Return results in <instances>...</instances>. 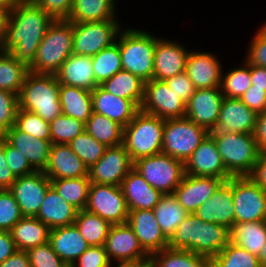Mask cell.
Wrapping results in <instances>:
<instances>
[{"label":"cell","mask_w":266,"mask_h":267,"mask_svg":"<svg viewBox=\"0 0 266 267\" xmlns=\"http://www.w3.org/2000/svg\"><path fill=\"white\" fill-rule=\"evenodd\" d=\"M54 19L31 0H23L10 12L6 35L0 51L8 52L28 69Z\"/></svg>","instance_id":"1"},{"label":"cell","mask_w":266,"mask_h":267,"mask_svg":"<svg viewBox=\"0 0 266 267\" xmlns=\"http://www.w3.org/2000/svg\"><path fill=\"white\" fill-rule=\"evenodd\" d=\"M60 83L54 74L29 72L18 94V108L51 122L61 112Z\"/></svg>","instance_id":"2"},{"label":"cell","mask_w":266,"mask_h":267,"mask_svg":"<svg viewBox=\"0 0 266 267\" xmlns=\"http://www.w3.org/2000/svg\"><path fill=\"white\" fill-rule=\"evenodd\" d=\"M72 53L73 23L68 19L54 20L43 36L29 71L55 75Z\"/></svg>","instance_id":"3"},{"label":"cell","mask_w":266,"mask_h":267,"mask_svg":"<svg viewBox=\"0 0 266 267\" xmlns=\"http://www.w3.org/2000/svg\"><path fill=\"white\" fill-rule=\"evenodd\" d=\"M156 36L136 27L122 28L119 32V50L122 69L138 76L144 82L153 79Z\"/></svg>","instance_id":"4"},{"label":"cell","mask_w":266,"mask_h":267,"mask_svg":"<svg viewBox=\"0 0 266 267\" xmlns=\"http://www.w3.org/2000/svg\"><path fill=\"white\" fill-rule=\"evenodd\" d=\"M165 120L139 110L123 127V145L132 162L162 152Z\"/></svg>","instance_id":"5"},{"label":"cell","mask_w":266,"mask_h":267,"mask_svg":"<svg viewBox=\"0 0 266 267\" xmlns=\"http://www.w3.org/2000/svg\"><path fill=\"white\" fill-rule=\"evenodd\" d=\"M212 137L231 176H248L252 172L261 153L253 134L232 132Z\"/></svg>","instance_id":"6"},{"label":"cell","mask_w":266,"mask_h":267,"mask_svg":"<svg viewBox=\"0 0 266 267\" xmlns=\"http://www.w3.org/2000/svg\"><path fill=\"white\" fill-rule=\"evenodd\" d=\"M133 168L162 194L174 193L185 176V163L163 152L137 159Z\"/></svg>","instance_id":"7"},{"label":"cell","mask_w":266,"mask_h":267,"mask_svg":"<svg viewBox=\"0 0 266 267\" xmlns=\"http://www.w3.org/2000/svg\"><path fill=\"white\" fill-rule=\"evenodd\" d=\"M208 134L186 116L165 119L162 152L185 163Z\"/></svg>","instance_id":"8"},{"label":"cell","mask_w":266,"mask_h":267,"mask_svg":"<svg viewBox=\"0 0 266 267\" xmlns=\"http://www.w3.org/2000/svg\"><path fill=\"white\" fill-rule=\"evenodd\" d=\"M118 19L73 23V54L94 56L116 42L122 27Z\"/></svg>","instance_id":"9"},{"label":"cell","mask_w":266,"mask_h":267,"mask_svg":"<svg viewBox=\"0 0 266 267\" xmlns=\"http://www.w3.org/2000/svg\"><path fill=\"white\" fill-rule=\"evenodd\" d=\"M85 210L112 224L127 223L129 209L120 186L91 183Z\"/></svg>","instance_id":"10"},{"label":"cell","mask_w":266,"mask_h":267,"mask_svg":"<svg viewBox=\"0 0 266 267\" xmlns=\"http://www.w3.org/2000/svg\"><path fill=\"white\" fill-rule=\"evenodd\" d=\"M235 223L266 220V192L248 176H233Z\"/></svg>","instance_id":"11"},{"label":"cell","mask_w":266,"mask_h":267,"mask_svg":"<svg viewBox=\"0 0 266 267\" xmlns=\"http://www.w3.org/2000/svg\"><path fill=\"white\" fill-rule=\"evenodd\" d=\"M140 110L164 120L181 118L186 116V103L171 90L165 80L152 79L144 83Z\"/></svg>","instance_id":"12"},{"label":"cell","mask_w":266,"mask_h":267,"mask_svg":"<svg viewBox=\"0 0 266 267\" xmlns=\"http://www.w3.org/2000/svg\"><path fill=\"white\" fill-rule=\"evenodd\" d=\"M133 168V162L123 144L107 147L96 164L88 168L91 183L121 186Z\"/></svg>","instance_id":"13"},{"label":"cell","mask_w":266,"mask_h":267,"mask_svg":"<svg viewBox=\"0 0 266 267\" xmlns=\"http://www.w3.org/2000/svg\"><path fill=\"white\" fill-rule=\"evenodd\" d=\"M257 115L240 99L224 97L218 121L209 134L211 136H223L232 132L253 134Z\"/></svg>","instance_id":"14"},{"label":"cell","mask_w":266,"mask_h":267,"mask_svg":"<svg viewBox=\"0 0 266 267\" xmlns=\"http://www.w3.org/2000/svg\"><path fill=\"white\" fill-rule=\"evenodd\" d=\"M50 179L42 171L16 177L9 191L17 201L23 216L35 217L45 198Z\"/></svg>","instance_id":"15"},{"label":"cell","mask_w":266,"mask_h":267,"mask_svg":"<svg viewBox=\"0 0 266 267\" xmlns=\"http://www.w3.org/2000/svg\"><path fill=\"white\" fill-rule=\"evenodd\" d=\"M202 221L218 223L228 229L235 223L233 176L223 181L213 195L194 212Z\"/></svg>","instance_id":"16"},{"label":"cell","mask_w":266,"mask_h":267,"mask_svg":"<svg viewBox=\"0 0 266 267\" xmlns=\"http://www.w3.org/2000/svg\"><path fill=\"white\" fill-rule=\"evenodd\" d=\"M185 174L213 176L224 181L232 176L227 172L213 137L208 134L185 162Z\"/></svg>","instance_id":"17"},{"label":"cell","mask_w":266,"mask_h":267,"mask_svg":"<svg viewBox=\"0 0 266 267\" xmlns=\"http://www.w3.org/2000/svg\"><path fill=\"white\" fill-rule=\"evenodd\" d=\"M104 247L110 262L134 261L149 255L128 223L112 224Z\"/></svg>","instance_id":"18"},{"label":"cell","mask_w":266,"mask_h":267,"mask_svg":"<svg viewBox=\"0 0 266 267\" xmlns=\"http://www.w3.org/2000/svg\"><path fill=\"white\" fill-rule=\"evenodd\" d=\"M189 52L190 50L177 41L156 36L153 79L166 80L186 71Z\"/></svg>","instance_id":"19"},{"label":"cell","mask_w":266,"mask_h":267,"mask_svg":"<svg viewBox=\"0 0 266 267\" xmlns=\"http://www.w3.org/2000/svg\"><path fill=\"white\" fill-rule=\"evenodd\" d=\"M223 99L220 87L196 89L186 103V117L211 131L218 121Z\"/></svg>","instance_id":"20"},{"label":"cell","mask_w":266,"mask_h":267,"mask_svg":"<svg viewBox=\"0 0 266 267\" xmlns=\"http://www.w3.org/2000/svg\"><path fill=\"white\" fill-rule=\"evenodd\" d=\"M223 68L219 58L210 52L190 51L186 60V72L195 89L220 87Z\"/></svg>","instance_id":"21"},{"label":"cell","mask_w":266,"mask_h":267,"mask_svg":"<svg viewBox=\"0 0 266 267\" xmlns=\"http://www.w3.org/2000/svg\"><path fill=\"white\" fill-rule=\"evenodd\" d=\"M223 179L213 176H192L185 174L174 190L178 203L189 213H194L215 192Z\"/></svg>","instance_id":"22"},{"label":"cell","mask_w":266,"mask_h":267,"mask_svg":"<svg viewBox=\"0 0 266 267\" xmlns=\"http://www.w3.org/2000/svg\"><path fill=\"white\" fill-rule=\"evenodd\" d=\"M127 223L149 255L168 247V238L161 231L153 210H129Z\"/></svg>","instance_id":"23"},{"label":"cell","mask_w":266,"mask_h":267,"mask_svg":"<svg viewBox=\"0 0 266 267\" xmlns=\"http://www.w3.org/2000/svg\"><path fill=\"white\" fill-rule=\"evenodd\" d=\"M2 137L23 153L35 171H44L49 161L51 140L39 139L19 130L15 125Z\"/></svg>","instance_id":"24"},{"label":"cell","mask_w":266,"mask_h":267,"mask_svg":"<svg viewBox=\"0 0 266 267\" xmlns=\"http://www.w3.org/2000/svg\"><path fill=\"white\" fill-rule=\"evenodd\" d=\"M93 112L104 115L127 126L134 118L140 107L133 101L111 94L98 85L91 91Z\"/></svg>","instance_id":"25"},{"label":"cell","mask_w":266,"mask_h":267,"mask_svg":"<svg viewBox=\"0 0 266 267\" xmlns=\"http://www.w3.org/2000/svg\"><path fill=\"white\" fill-rule=\"evenodd\" d=\"M43 172L49 179L88 176V168L68 144H52L49 161Z\"/></svg>","instance_id":"26"},{"label":"cell","mask_w":266,"mask_h":267,"mask_svg":"<svg viewBox=\"0 0 266 267\" xmlns=\"http://www.w3.org/2000/svg\"><path fill=\"white\" fill-rule=\"evenodd\" d=\"M120 187L129 210H153L163 195L134 168L122 180Z\"/></svg>","instance_id":"27"},{"label":"cell","mask_w":266,"mask_h":267,"mask_svg":"<svg viewBox=\"0 0 266 267\" xmlns=\"http://www.w3.org/2000/svg\"><path fill=\"white\" fill-rule=\"evenodd\" d=\"M93 70L91 56L72 53L55 75L60 84L92 91L98 86Z\"/></svg>","instance_id":"28"},{"label":"cell","mask_w":266,"mask_h":267,"mask_svg":"<svg viewBox=\"0 0 266 267\" xmlns=\"http://www.w3.org/2000/svg\"><path fill=\"white\" fill-rule=\"evenodd\" d=\"M49 242L69 267L89 248L75 224L50 229Z\"/></svg>","instance_id":"29"},{"label":"cell","mask_w":266,"mask_h":267,"mask_svg":"<svg viewBox=\"0 0 266 267\" xmlns=\"http://www.w3.org/2000/svg\"><path fill=\"white\" fill-rule=\"evenodd\" d=\"M78 210L50 186L35 216L50 229L74 224Z\"/></svg>","instance_id":"30"},{"label":"cell","mask_w":266,"mask_h":267,"mask_svg":"<svg viewBox=\"0 0 266 267\" xmlns=\"http://www.w3.org/2000/svg\"><path fill=\"white\" fill-rule=\"evenodd\" d=\"M9 232L17 250L27 251L48 242L50 228L36 217L23 216Z\"/></svg>","instance_id":"31"},{"label":"cell","mask_w":266,"mask_h":267,"mask_svg":"<svg viewBox=\"0 0 266 267\" xmlns=\"http://www.w3.org/2000/svg\"><path fill=\"white\" fill-rule=\"evenodd\" d=\"M60 105L64 115L86 123L93 113L91 91L60 84Z\"/></svg>","instance_id":"32"},{"label":"cell","mask_w":266,"mask_h":267,"mask_svg":"<svg viewBox=\"0 0 266 267\" xmlns=\"http://www.w3.org/2000/svg\"><path fill=\"white\" fill-rule=\"evenodd\" d=\"M115 0H73L68 20L72 23L118 19Z\"/></svg>","instance_id":"33"},{"label":"cell","mask_w":266,"mask_h":267,"mask_svg":"<svg viewBox=\"0 0 266 267\" xmlns=\"http://www.w3.org/2000/svg\"><path fill=\"white\" fill-rule=\"evenodd\" d=\"M229 231L230 242L259 256L266 242V220L234 223Z\"/></svg>","instance_id":"34"},{"label":"cell","mask_w":266,"mask_h":267,"mask_svg":"<svg viewBox=\"0 0 266 267\" xmlns=\"http://www.w3.org/2000/svg\"><path fill=\"white\" fill-rule=\"evenodd\" d=\"M229 242L230 231L226 226L202 221L199 242L191 251L211 259L220 253Z\"/></svg>","instance_id":"35"},{"label":"cell","mask_w":266,"mask_h":267,"mask_svg":"<svg viewBox=\"0 0 266 267\" xmlns=\"http://www.w3.org/2000/svg\"><path fill=\"white\" fill-rule=\"evenodd\" d=\"M144 83L138 76L121 69L100 86L115 96L133 100L140 107L144 97Z\"/></svg>","instance_id":"36"},{"label":"cell","mask_w":266,"mask_h":267,"mask_svg":"<svg viewBox=\"0 0 266 267\" xmlns=\"http://www.w3.org/2000/svg\"><path fill=\"white\" fill-rule=\"evenodd\" d=\"M153 212L161 231L168 239L189 214L178 203L173 193L163 194L158 204L154 207Z\"/></svg>","instance_id":"37"},{"label":"cell","mask_w":266,"mask_h":267,"mask_svg":"<svg viewBox=\"0 0 266 267\" xmlns=\"http://www.w3.org/2000/svg\"><path fill=\"white\" fill-rule=\"evenodd\" d=\"M85 130L106 147L123 143V126L104 115L93 112L85 123Z\"/></svg>","instance_id":"38"},{"label":"cell","mask_w":266,"mask_h":267,"mask_svg":"<svg viewBox=\"0 0 266 267\" xmlns=\"http://www.w3.org/2000/svg\"><path fill=\"white\" fill-rule=\"evenodd\" d=\"M89 246H104L111 224L99 215L79 210L74 221Z\"/></svg>","instance_id":"39"},{"label":"cell","mask_w":266,"mask_h":267,"mask_svg":"<svg viewBox=\"0 0 266 267\" xmlns=\"http://www.w3.org/2000/svg\"><path fill=\"white\" fill-rule=\"evenodd\" d=\"M50 184L64 200L74 206L78 211L85 209L91 184L88 176L50 179Z\"/></svg>","instance_id":"40"},{"label":"cell","mask_w":266,"mask_h":267,"mask_svg":"<svg viewBox=\"0 0 266 267\" xmlns=\"http://www.w3.org/2000/svg\"><path fill=\"white\" fill-rule=\"evenodd\" d=\"M95 81L100 85L122 69L119 50V34L116 42L91 56Z\"/></svg>","instance_id":"41"},{"label":"cell","mask_w":266,"mask_h":267,"mask_svg":"<svg viewBox=\"0 0 266 267\" xmlns=\"http://www.w3.org/2000/svg\"><path fill=\"white\" fill-rule=\"evenodd\" d=\"M29 69L8 52L0 51V89L18 95Z\"/></svg>","instance_id":"42"},{"label":"cell","mask_w":266,"mask_h":267,"mask_svg":"<svg viewBox=\"0 0 266 267\" xmlns=\"http://www.w3.org/2000/svg\"><path fill=\"white\" fill-rule=\"evenodd\" d=\"M151 256L157 267H210V259L188 250L167 247Z\"/></svg>","instance_id":"43"},{"label":"cell","mask_w":266,"mask_h":267,"mask_svg":"<svg viewBox=\"0 0 266 267\" xmlns=\"http://www.w3.org/2000/svg\"><path fill=\"white\" fill-rule=\"evenodd\" d=\"M201 223L195 213H189L168 239V247L191 251L199 242Z\"/></svg>","instance_id":"44"},{"label":"cell","mask_w":266,"mask_h":267,"mask_svg":"<svg viewBox=\"0 0 266 267\" xmlns=\"http://www.w3.org/2000/svg\"><path fill=\"white\" fill-rule=\"evenodd\" d=\"M251 83L250 64L243 60L242 67L222 73L220 89L224 97L240 99Z\"/></svg>","instance_id":"45"},{"label":"cell","mask_w":266,"mask_h":267,"mask_svg":"<svg viewBox=\"0 0 266 267\" xmlns=\"http://www.w3.org/2000/svg\"><path fill=\"white\" fill-rule=\"evenodd\" d=\"M210 267H260L258 256L229 242L216 256L210 259Z\"/></svg>","instance_id":"46"},{"label":"cell","mask_w":266,"mask_h":267,"mask_svg":"<svg viewBox=\"0 0 266 267\" xmlns=\"http://www.w3.org/2000/svg\"><path fill=\"white\" fill-rule=\"evenodd\" d=\"M68 145L87 168L96 164L107 149L105 145L98 142L86 130L76 136Z\"/></svg>","instance_id":"47"},{"label":"cell","mask_w":266,"mask_h":267,"mask_svg":"<svg viewBox=\"0 0 266 267\" xmlns=\"http://www.w3.org/2000/svg\"><path fill=\"white\" fill-rule=\"evenodd\" d=\"M49 124L52 144H68L85 130V123L62 113Z\"/></svg>","instance_id":"48"},{"label":"cell","mask_w":266,"mask_h":267,"mask_svg":"<svg viewBox=\"0 0 266 267\" xmlns=\"http://www.w3.org/2000/svg\"><path fill=\"white\" fill-rule=\"evenodd\" d=\"M15 126L33 137L51 140L50 124L40 116L24 109L17 110Z\"/></svg>","instance_id":"49"},{"label":"cell","mask_w":266,"mask_h":267,"mask_svg":"<svg viewBox=\"0 0 266 267\" xmlns=\"http://www.w3.org/2000/svg\"><path fill=\"white\" fill-rule=\"evenodd\" d=\"M22 217L20 207L9 189H0V231H10Z\"/></svg>","instance_id":"50"},{"label":"cell","mask_w":266,"mask_h":267,"mask_svg":"<svg viewBox=\"0 0 266 267\" xmlns=\"http://www.w3.org/2000/svg\"><path fill=\"white\" fill-rule=\"evenodd\" d=\"M26 252L31 267H69L52 249L49 241Z\"/></svg>","instance_id":"51"},{"label":"cell","mask_w":266,"mask_h":267,"mask_svg":"<svg viewBox=\"0 0 266 267\" xmlns=\"http://www.w3.org/2000/svg\"><path fill=\"white\" fill-rule=\"evenodd\" d=\"M18 95L0 89V136L15 125Z\"/></svg>","instance_id":"52"},{"label":"cell","mask_w":266,"mask_h":267,"mask_svg":"<svg viewBox=\"0 0 266 267\" xmlns=\"http://www.w3.org/2000/svg\"><path fill=\"white\" fill-rule=\"evenodd\" d=\"M5 158L15 177L31 174L35 170L31 167L26 156L5 140Z\"/></svg>","instance_id":"53"},{"label":"cell","mask_w":266,"mask_h":267,"mask_svg":"<svg viewBox=\"0 0 266 267\" xmlns=\"http://www.w3.org/2000/svg\"><path fill=\"white\" fill-rule=\"evenodd\" d=\"M110 260L104 246H89L70 267H109Z\"/></svg>","instance_id":"54"},{"label":"cell","mask_w":266,"mask_h":267,"mask_svg":"<svg viewBox=\"0 0 266 267\" xmlns=\"http://www.w3.org/2000/svg\"><path fill=\"white\" fill-rule=\"evenodd\" d=\"M244 60L250 65L266 68V37L259 31L252 38Z\"/></svg>","instance_id":"55"},{"label":"cell","mask_w":266,"mask_h":267,"mask_svg":"<svg viewBox=\"0 0 266 267\" xmlns=\"http://www.w3.org/2000/svg\"><path fill=\"white\" fill-rule=\"evenodd\" d=\"M54 20L68 19L72 10L73 0H31Z\"/></svg>","instance_id":"56"},{"label":"cell","mask_w":266,"mask_h":267,"mask_svg":"<svg viewBox=\"0 0 266 267\" xmlns=\"http://www.w3.org/2000/svg\"><path fill=\"white\" fill-rule=\"evenodd\" d=\"M165 82L185 103L190 100L196 90L186 71L176 74L174 77L167 78Z\"/></svg>","instance_id":"57"},{"label":"cell","mask_w":266,"mask_h":267,"mask_svg":"<svg viewBox=\"0 0 266 267\" xmlns=\"http://www.w3.org/2000/svg\"><path fill=\"white\" fill-rule=\"evenodd\" d=\"M240 100L257 114L266 111V91L252 85L245 91Z\"/></svg>","instance_id":"58"},{"label":"cell","mask_w":266,"mask_h":267,"mask_svg":"<svg viewBox=\"0 0 266 267\" xmlns=\"http://www.w3.org/2000/svg\"><path fill=\"white\" fill-rule=\"evenodd\" d=\"M15 180L5 158V139L0 136V189H9Z\"/></svg>","instance_id":"59"},{"label":"cell","mask_w":266,"mask_h":267,"mask_svg":"<svg viewBox=\"0 0 266 267\" xmlns=\"http://www.w3.org/2000/svg\"><path fill=\"white\" fill-rule=\"evenodd\" d=\"M248 177L266 192V152H261Z\"/></svg>","instance_id":"60"},{"label":"cell","mask_w":266,"mask_h":267,"mask_svg":"<svg viewBox=\"0 0 266 267\" xmlns=\"http://www.w3.org/2000/svg\"><path fill=\"white\" fill-rule=\"evenodd\" d=\"M253 135L260 152H266V111L257 115Z\"/></svg>","instance_id":"61"},{"label":"cell","mask_w":266,"mask_h":267,"mask_svg":"<svg viewBox=\"0 0 266 267\" xmlns=\"http://www.w3.org/2000/svg\"><path fill=\"white\" fill-rule=\"evenodd\" d=\"M17 250L9 231H0V264Z\"/></svg>","instance_id":"62"},{"label":"cell","mask_w":266,"mask_h":267,"mask_svg":"<svg viewBox=\"0 0 266 267\" xmlns=\"http://www.w3.org/2000/svg\"><path fill=\"white\" fill-rule=\"evenodd\" d=\"M0 267H31V264L26 251L16 250L0 264Z\"/></svg>","instance_id":"63"},{"label":"cell","mask_w":266,"mask_h":267,"mask_svg":"<svg viewBox=\"0 0 266 267\" xmlns=\"http://www.w3.org/2000/svg\"><path fill=\"white\" fill-rule=\"evenodd\" d=\"M250 76L254 88L266 91V68L256 65H250Z\"/></svg>","instance_id":"64"},{"label":"cell","mask_w":266,"mask_h":267,"mask_svg":"<svg viewBox=\"0 0 266 267\" xmlns=\"http://www.w3.org/2000/svg\"><path fill=\"white\" fill-rule=\"evenodd\" d=\"M10 12L11 11L9 10L0 8V46L3 43L6 35Z\"/></svg>","instance_id":"65"},{"label":"cell","mask_w":266,"mask_h":267,"mask_svg":"<svg viewBox=\"0 0 266 267\" xmlns=\"http://www.w3.org/2000/svg\"><path fill=\"white\" fill-rule=\"evenodd\" d=\"M133 267H157V266L153 257L151 255H148L145 258L134 260Z\"/></svg>","instance_id":"66"},{"label":"cell","mask_w":266,"mask_h":267,"mask_svg":"<svg viewBox=\"0 0 266 267\" xmlns=\"http://www.w3.org/2000/svg\"><path fill=\"white\" fill-rule=\"evenodd\" d=\"M22 1L23 0H0V8L11 11Z\"/></svg>","instance_id":"67"},{"label":"cell","mask_w":266,"mask_h":267,"mask_svg":"<svg viewBox=\"0 0 266 267\" xmlns=\"http://www.w3.org/2000/svg\"><path fill=\"white\" fill-rule=\"evenodd\" d=\"M260 267H266V242L261 249V252L258 256Z\"/></svg>","instance_id":"68"},{"label":"cell","mask_w":266,"mask_h":267,"mask_svg":"<svg viewBox=\"0 0 266 267\" xmlns=\"http://www.w3.org/2000/svg\"><path fill=\"white\" fill-rule=\"evenodd\" d=\"M116 265H114L113 262H110L109 267H133V261H116L115 263ZM118 264V265H117ZM114 265V266H113Z\"/></svg>","instance_id":"69"},{"label":"cell","mask_w":266,"mask_h":267,"mask_svg":"<svg viewBox=\"0 0 266 267\" xmlns=\"http://www.w3.org/2000/svg\"><path fill=\"white\" fill-rule=\"evenodd\" d=\"M258 31L266 37V22L258 29Z\"/></svg>","instance_id":"70"}]
</instances>
